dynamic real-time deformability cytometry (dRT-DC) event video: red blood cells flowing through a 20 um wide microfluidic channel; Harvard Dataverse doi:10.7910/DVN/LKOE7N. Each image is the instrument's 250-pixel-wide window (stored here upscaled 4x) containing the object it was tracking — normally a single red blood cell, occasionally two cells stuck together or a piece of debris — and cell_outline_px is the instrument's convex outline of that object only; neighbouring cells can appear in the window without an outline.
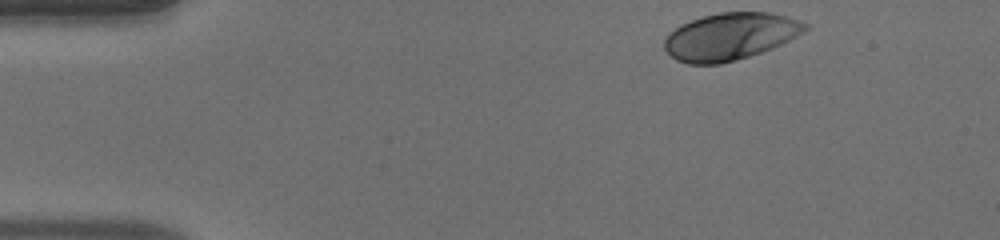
{"species": "human", "species_latin": "Homo sapiens", "temperature_condition": "warm", "stored_images_in_passage": 38, "camera_frame_rate_fps": 3000, "um_per_image_px": 0.085, "donor": {"sex": "male"}, "frame": {"image": 1, "passage_image": 1, "time_ms": 0.0, "image_size_px": [1000, 240], "cell_outline_px": [[812, 28], [772, 48], [736, 60], [720, 64], [688, 64], [676, 60], [664, 48], [664, 40], [668, 32], [680, 24], [704, 16], [720, 12], [768, 12], [800, 20], [808, 24]], "centroid_in_image_um": [62.06, 3.09], "position_along_channel_um": 22.9, "area_um2": 38.61}}
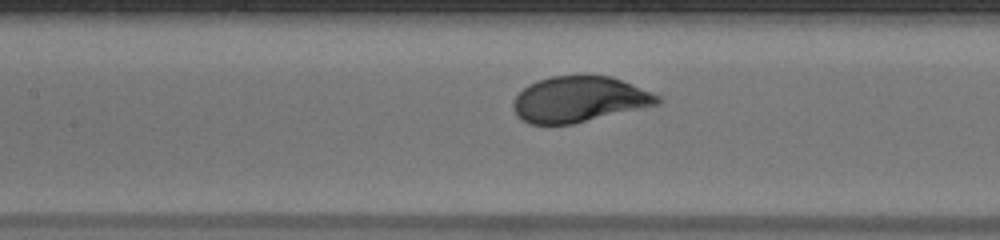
{"frame": {"image": 2, "passage_image": 18, "time_ms": 5.667, "image_size_px": [1000, 240], "cell_outline_px": [[664, 100], [660, 104], [572, 124], [532, 124], [520, 120], [516, 116], [512, 108], [512, 100], [528, 84], [536, 80], [552, 76], [612, 76], [660, 96]], "centroid_in_image_um": [49.2, 8.45], "position_along_channel_um": 158.2, "area_um2": 38.49}}
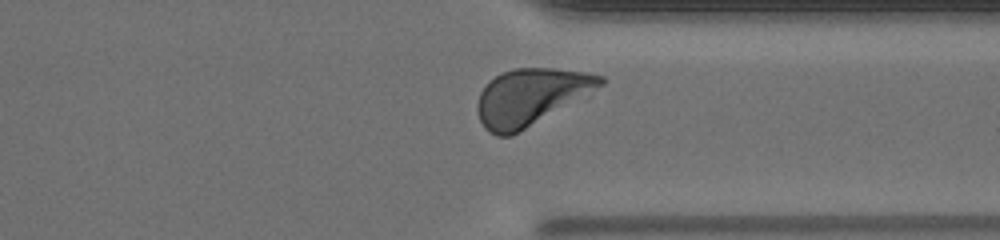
{"frame": {"image": 3, "passage_image": 34, "time_ms": 11.0, "image_size_px": [1000, 240], "cell_outline_px": [[604, 84], [512, 136], [496, 136], [488, 132], [484, 128], [480, 120], [476, 108], [476, 104], [480, 92], [484, 84], [488, 80], [500, 72], [516, 68], [552, 68], [584, 72], [604, 76]], "centroid_in_image_um": [45.02, 8.23], "position_along_channel_um": 366.4, "area_um2": 40.23}, "authors_computed_cell_mechanics": {"area_um2": 38.8705, "velocity_mm_per_s": 3.9049, "shape_relaxation_time_tau1_ms": 2.172, "shape_relaxation_time_tau2_ms": null, "deformation_change_tau1": 0.164, "deformation_change_tau2": null}}